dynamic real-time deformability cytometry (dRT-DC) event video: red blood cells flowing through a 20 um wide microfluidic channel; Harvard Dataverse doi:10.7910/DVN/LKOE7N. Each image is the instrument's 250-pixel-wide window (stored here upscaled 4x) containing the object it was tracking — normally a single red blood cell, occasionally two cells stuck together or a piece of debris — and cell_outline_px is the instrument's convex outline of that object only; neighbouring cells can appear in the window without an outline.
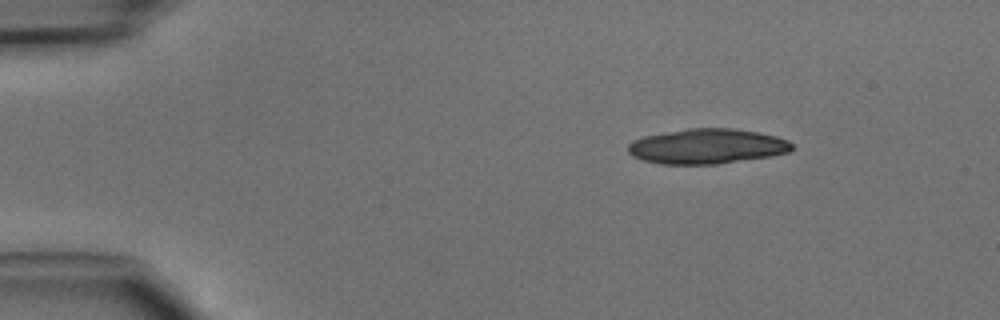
{"species": "common noctule bat (a hibernating species)", "species_latin": "Nyctalus noctula", "temperature_condition": "cold", "stored_images_in_passage": 40, "camera_frame_rate_fps": 3000, "um_per_image_px": 0.085, "animal": {"sex": "male", "body_mass_g": 15.6}, "frame": {"image": 1, "passage_image": 1, "time_ms": 0.0, "image_size_px": [1000, 320], "cell_outline_px": [[792, 148], [788, 152], [772, 156], [716, 164], [660, 164], [644, 160], [632, 156], [628, 152], [628, 144], [632, 140], [644, 136], [688, 128], [732, 128], [760, 132], [776, 136], [788, 140], [792, 144]], "centroid_in_image_um": [60.09, 12.43], "position_along_channel_um": 24.9, "area_um2": 33.52}}